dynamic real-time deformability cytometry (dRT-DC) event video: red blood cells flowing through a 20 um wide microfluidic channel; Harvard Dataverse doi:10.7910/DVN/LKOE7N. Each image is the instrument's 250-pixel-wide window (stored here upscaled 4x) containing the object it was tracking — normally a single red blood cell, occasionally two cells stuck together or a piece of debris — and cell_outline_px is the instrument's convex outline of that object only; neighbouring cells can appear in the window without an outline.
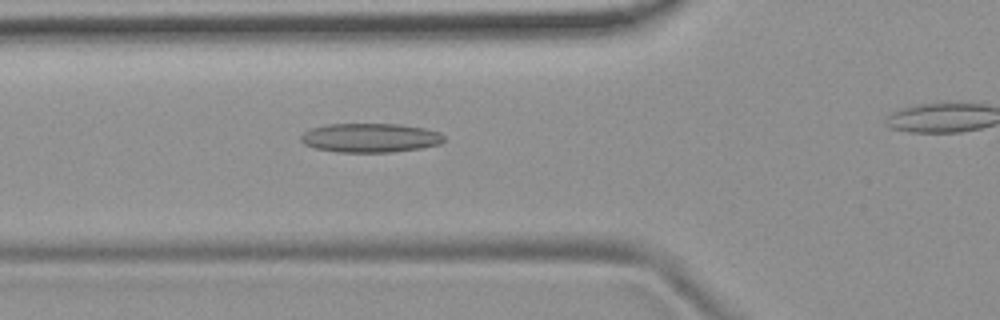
{"species": "common noctule bat (a hibernating species)", "species_latin": "Nyctalus noctula", "temperature_condition": "room temperature", "stored_images_in_passage": 43, "camera_frame_rate_fps": 3000, "um_per_image_px": 0.085, "animal": {"sex": "female", "body_mass_g": 19.9}, "frame": {"image": 1, "passage_image": 18, "time_ms": 5.667, "image_size_px": [1000, 320], "cell_outline_px": [[444, 140], [440, 144], [420, 148], [392, 152], [336, 152], [316, 148], [304, 144], [300, 140], [300, 136], [304, 132], [312, 128], [328, 124], [400, 124], [424, 128], [440, 132], [444, 136]], "centroid_in_image_um": [31.47, 11.71], "position_along_channel_um": 94.3, "area_um2": 24.28}}
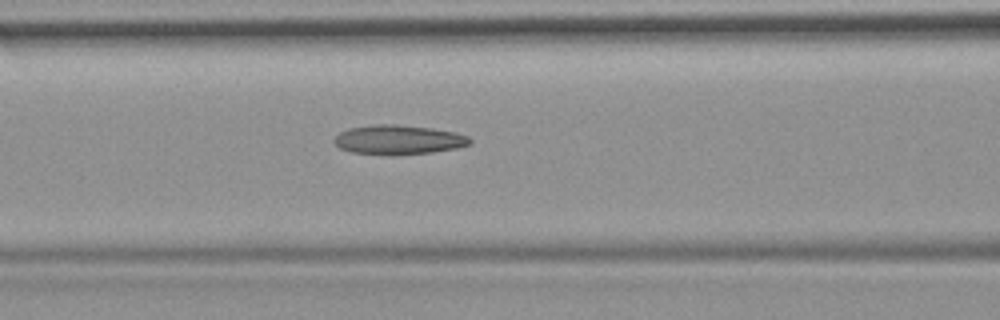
{"frame": {"image": 2, "passage_image": 21, "time_ms": 6.667, "image_size_px": [1000, 320], "cell_outline_px": [[472, 144], [456, 148], [432, 152], [352, 152], [340, 148], [332, 140], [340, 132], [348, 128], [372, 124], [396, 124], [432, 128], [456, 132], [468, 136], [472, 140]], "centroid_in_image_um": [33.9, 11.82], "position_along_channel_um": 132.7, "area_um2": 22.43}}
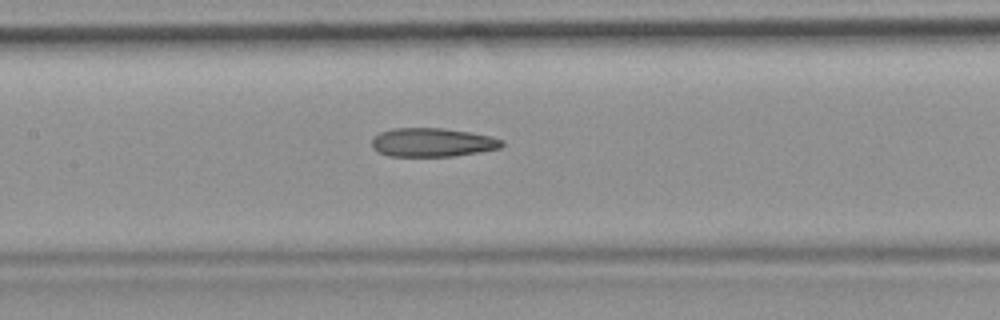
{"frame": {"image": 3, "passage_image": 24, "time_ms": 7.667, "image_size_px": [1000, 320], "cell_outline_px": [[504, 144], [500, 148], [480, 152], [452, 156], [388, 156], [376, 152], [372, 148], [372, 140], [380, 132], [392, 128], [444, 128], [492, 136], [504, 140]], "centroid_in_image_um": [36.75, 12.1], "position_along_channel_um": 170.6, "area_um2": 21.91}}